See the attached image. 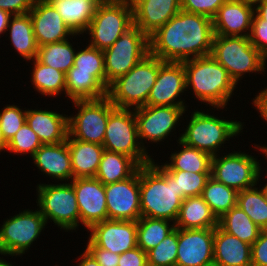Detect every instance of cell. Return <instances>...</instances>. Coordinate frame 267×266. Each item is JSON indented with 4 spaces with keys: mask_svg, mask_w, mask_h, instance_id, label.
<instances>
[{
    "mask_svg": "<svg viewBox=\"0 0 267 266\" xmlns=\"http://www.w3.org/2000/svg\"><path fill=\"white\" fill-rule=\"evenodd\" d=\"M213 37V19L180 10L149 37L150 54L164 62L208 56Z\"/></svg>",
    "mask_w": 267,
    "mask_h": 266,
    "instance_id": "1",
    "label": "cell"
},
{
    "mask_svg": "<svg viewBox=\"0 0 267 266\" xmlns=\"http://www.w3.org/2000/svg\"><path fill=\"white\" fill-rule=\"evenodd\" d=\"M215 109L224 111L223 107H214V109L212 107V110L209 108L211 111L209 113L202 111V108L201 110L194 108L193 112L189 111L190 117L187 114L184 115L183 117L190 119H187L186 128L183 125V130H181L183 132L177 137L176 142L180 140L185 145L204 151L211 156L224 152V148H229L224 147V144L230 143V139L238 138L243 133L245 123L231 118L224 119L227 117H218L219 114L214 113Z\"/></svg>",
    "mask_w": 267,
    "mask_h": 266,
    "instance_id": "2",
    "label": "cell"
},
{
    "mask_svg": "<svg viewBox=\"0 0 267 266\" xmlns=\"http://www.w3.org/2000/svg\"><path fill=\"white\" fill-rule=\"evenodd\" d=\"M186 74V90L191 89L198 103L208 107L229 105L238 85L230 77L228 71L211 55L183 61ZM229 101V102H228Z\"/></svg>",
    "mask_w": 267,
    "mask_h": 266,
    "instance_id": "3",
    "label": "cell"
},
{
    "mask_svg": "<svg viewBox=\"0 0 267 266\" xmlns=\"http://www.w3.org/2000/svg\"><path fill=\"white\" fill-rule=\"evenodd\" d=\"M155 161L140 166L141 216L175 223L183 199L174 178Z\"/></svg>",
    "mask_w": 267,
    "mask_h": 266,
    "instance_id": "4",
    "label": "cell"
},
{
    "mask_svg": "<svg viewBox=\"0 0 267 266\" xmlns=\"http://www.w3.org/2000/svg\"><path fill=\"white\" fill-rule=\"evenodd\" d=\"M163 63L158 57L148 54L129 72L109 84L106 97L117 108L136 109L146 106Z\"/></svg>",
    "mask_w": 267,
    "mask_h": 266,
    "instance_id": "5",
    "label": "cell"
},
{
    "mask_svg": "<svg viewBox=\"0 0 267 266\" xmlns=\"http://www.w3.org/2000/svg\"><path fill=\"white\" fill-rule=\"evenodd\" d=\"M210 55L229 73L239 85L246 74L265 75L267 58L252 44L248 37L214 35Z\"/></svg>",
    "mask_w": 267,
    "mask_h": 266,
    "instance_id": "6",
    "label": "cell"
},
{
    "mask_svg": "<svg viewBox=\"0 0 267 266\" xmlns=\"http://www.w3.org/2000/svg\"><path fill=\"white\" fill-rule=\"evenodd\" d=\"M38 210L46 223L53 221L64 232L79 230L80 211L73 185L66 183H39L36 186ZM50 220V221H49Z\"/></svg>",
    "mask_w": 267,
    "mask_h": 266,
    "instance_id": "7",
    "label": "cell"
},
{
    "mask_svg": "<svg viewBox=\"0 0 267 266\" xmlns=\"http://www.w3.org/2000/svg\"><path fill=\"white\" fill-rule=\"evenodd\" d=\"M134 25L133 7L125 0L99 5L85 35L89 46L104 51ZM90 39V40H89Z\"/></svg>",
    "mask_w": 267,
    "mask_h": 266,
    "instance_id": "8",
    "label": "cell"
},
{
    "mask_svg": "<svg viewBox=\"0 0 267 266\" xmlns=\"http://www.w3.org/2000/svg\"><path fill=\"white\" fill-rule=\"evenodd\" d=\"M104 150L121 153L134 159L140 166L153 159L141 146L138 138L134 109L115 107L109 114L103 140Z\"/></svg>",
    "mask_w": 267,
    "mask_h": 266,
    "instance_id": "9",
    "label": "cell"
},
{
    "mask_svg": "<svg viewBox=\"0 0 267 266\" xmlns=\"http://www.w3.org/2000/svg\"><path fill=\"white\" fill-rule=\"evenodd\" d=\"M150 54L149 37L136 25L124 32L111 47L103 51L106 88L125 75Z\"/></svg>",
    "mask_w": 267,
    "mask_h": 266,
    "instance_id": "10",
    "label": "cell"
},
{
    "mask_svg": "<svg viewBox=\"0 0 267 266\" xmlns=\"http://www.w3.org/2000/svg\"><path fill=\"white\" fill-rule=\"evenodd\" d=\"M6 219L0 226V252L12 255V258L22 257L29 252L30 247L47 228L45 217L38 208L20 210Z\"/></svg>",
    "mask_w": 267,
    "mask_h": 266,
    "instance_id": "11",
    "label": "cell"
},
{
    "mask_svg": "<svg viewBox=\"0 0 267 266\" xmlns=\"http://www.w3.org/2000/svg\"><path fill=\"white\" fill-rule=\"evenodd\" d=\"M188 106H142L134 109L138 138L141 146L147 150L151 144H160L170 139L168 136L176 134V127H179L183 115L188 113ZM179 125V126H178ZM174 132V133H173ZM148 141V142H147ZM160 142V143H159ZM149 145H148V144ZM145 144H147L145 146Z\"/></svg>",
    "mask_w": 267,
    "mask_h": 266,
    "instance_id": "12",
    "label": "cell"
},
{
    "mask_svg": "<svg viewBox=\"0 0 267 266\" xmlns=\"http://www.w3.org/2000/svg\"><path fill=\"white\" fill-rule=\"evenodd\" d=\"M71 103L77 113L68 116L67 138L103 145L108 117L115 106L107 97Z\"/></svg>",
    "mask_w": 267,
    "mask_h": 266,
    "instance_id": "13",
    "label": "cell"
},
{
    "mask_svg": "<svg viewBox=\"0 0 267 266\" xmlns=\"http://www.w3.org/2000/svg\"><path fill=\"white\" fill-rule=\"evenodd\" d=\"M223 154V155H222ZM259 156L245 151H230L212 156L211 177L222 184L242 191L253 188L258 184V175L261 169ZM261 164V165H260Z\"/></svg>",
    "mask_w": 267,
    "mask_h": 266,
    "instance_id": "14",
    "label": "cell"
},
{
    "mask_svg": "<svg viewBox=\"0 0 267 266\" xmlns=\"http://www.w3.org/2000/svg\"><path fill=\"white\" fill-rule=\"evenodd\" d=\"M108 219L138 221L140 207V167L131 177L105 185Z\"/></svg>",
    "mask_w": 267,
    "mask_h": 266,
    "instance_id": "15",
    "label": "cell"
},
{
    "mask_svg": "<svg viewBox=\"0 0 267 266\" xmlns=\"http://www.w3.org/2000/svg\"><path fill=\"white\" fill-rule=\"evenodd\" d=\"M183 62H164L150 90L148 106H187L182 96L187 93Z\"/></svg>",
    "mask_w": 267,
    "mask_h": 266,
    "instance_id": "16",
    "label": "cell"
},
{
    "mask_svg": "<svg viewBox=\"0 0 267 266\" xmlns=\"http://www.w3.org/2000/svg\"><path fill=\"white\" fill-rule=\"evenodd\" d=\"M73 185L78 208L80 226L88 231L94 224L108 220L105 185L95 177L74 178Z\"/></svg>",
    "mask_w": 267,
    "mask_h": 266,
    "instance_id": "17",
    "label": "cell"
},
{
    "mask_svg": "<svg viewBox=\"0 0 267 266\" xmlns=\"http://www.w3.org/2000/svg\"><path fill=\"white\" fill-rule=\"evenodd\" d=\"M215 228H178L176 266H210L214 264Z\"/></svg>",
    "mask_w": 267,
    "mask_h": 266,
    "instance_id": "18",
    "label": "cell"
},
{
    "mask_svg": "<svg viewBox=\"0 0 267 266\" xmlns=\"http://www.w3.org/2000/svg\"><path fill=\"white\" fill-rule=\"evenodd\" d=\"M87 232L97 247L119 255L137 247V221L108 219L94 224Z\"/></svg>",
    "mask_w": 267,
    "mask_h": 266,
    "instance_id": "19",
    "label": "cell"
},
{
    "mask_svg": "<svg viewBox=\"0 0 267 266\" xmlns=\"http://www.w3.org/2000/svg\"><path fill=\"white\" fill-rule=\"evenodd\" d=\"M29 15L39 47L77 37L47 0H35Z\"/></svg>",
    "mask_w": 267,
    "mask_h": 266,
    "instance_id": "20",
    "label": "cell"
},
{
    "mask_svg": "<svg viewBox=\"0 0 267 266\" xmlns=\"http://www.w3.org/2000/svg\"><path fill=\"white\" fill-rule=\"evenodd\" d=\"M254 6L242 0H226L213 18L214 35L248 37Z\"/></svg>",
    "mask_w": 267,
    "mask_h": 266,
    "instance_id": "21",
    "label": "cell"
},
{
    "mask_svg": "<svg viewBox=\"0 0 267 266\" xmlns=\"http://www.w3.org/2000/svg\"><path fill=\"white\" fill-rule=\"evenodd\" d=\"M31 158L34 166L45 174L44 177L55 180L54 183H66L73 179L67 139L62 143L43 144Z\"/></svg>",
    "mask_w": 267,
    "mask_h": 266,
    "instance_id": "22",
    "label": "cell"
},
{
    "mask_svg": "<svg viewBox=\"0 0 267 266\" xmlns=\"http://www.w3.org/2000/svg\"><path fill=\"white\" fill-rule=\"evenodd\" d=\"M180 10V0H140L133 6L134 25L150 37Z\"/></svg>",
    "mask_w": 267,
    "mask_h": 266,
    "instance_id": "23",
    "label": "cell"
},
{
    "mask_svg": "<svg viewBox=\"0 0 267 266\" xmlns=\"http://www.w3.org/2000/svg\"><path fill=\"white\" fill-rule=\"evenodd\" d=\"M26 123L38 135L42 144H57L68 136V115L56 110L27 108Z\"/></svg>",
    "mask_w": 267,
    "mask_h": 266,
    "instance_id": "24",
    "label": "cell"
},
{
    "mask_svg": "<svg viewBox=\"0 0 267 266\" xmlns=\"http://www.w3.org/2000/svg\"><path fill=\"white\" fill-rule=\"evenodd\" d=\"M213 259L217 266H251V245L217 226L214 231Z\"/></svg>",
    "mask_w": 267,
    "mask_h": 266,
    "instance_id": "25",
    "label": "cell"
},
{
    "mask_svg": "<svg viewBox=\"0 0 267 266\" xmlns=\"http://www.w3.org/2000/svg\"><path fill=\"white\" fill-rule=\"evenodd\" d=\"M9 32V33H8ZM12 49L23 58V61H30L37 57L38 44L33 32V25L29 13L12 15L6 30Z\"/></svg>",
    "mask_w": 267,
    "mask_h": 266,
    "instance_id": "26",
    "label": "cell"
},
{
    "mask_svg": "<svg viewBox=\"0 0 267 266\" xmlns=\"http://www.w3.org/2000/svg\"><path fill=\"white\" fill-rule=\"evenodd\" d=\"M68 149L74 178L95 177L102 153L103 145L67 138Z\"/></svg>",
    "mask_w": 267,
    "mask_h": 266,
    "instance_id": "27",
    "label": "cell"
},
{
    "mask_svg": "<svg viewBox=\"0 0 267 266\" xmlns=\"http://www.w3.org/2000/svg\"><path fill=\"white\" fill-rule=\"evenodd\" d=\"M74 34L84 35L98 5L90 0H47Z\"/></svg>",
    "mask_w": 267,
    "mask_h": 266,
    "instance_id": "28",
    "label": "cell"
},
{
    "mask_svg": "<svg viewBox=\"0 0 267 266\" xmlns=\"http://www.w3.org/2000/svg\"><path fill=\"white\" fill-rule=\"evenodd\" d=\"M217 226V217L201 196L186 197L182 200L175 228L204 229Z\"/></svg>",
    "mask_w": 267,
    "mask_h": 266,
    "instance_id": "29",
    "label": "cell"
},
{
    "mask_svg": "<svg viewBox=\"0 0 267 266\" xmlns=\"http://www.w3.org/2000/svg\"><path fill=\"white\" fill-rule=\"evenodd\" d=\"M177 150L171 152L169 161L159 163L165 170H180L194 173H211L212 156L204 151L177 141Z\"/></svg>",
    "mask_w": 267,
    "mask_h": 266,
    "instance_id": "30",
    "label": "cell"
},
{
    "mask_svg": "<svg viewBox=\"0 0 267 266\" xmlns=\"http://www.w3.org/2000/svg\"><path fill=\"white\" fill-rule=\"evenodd\" d=\"M140 165L131 157L104 150L95 175L104 185L125 180L133 176Z\"/></svg>",
    "mask_w": 267,
    "mask_h": 266,
    "instance_id": "31",
    "label": "cell"
},
{
    "mask_svg": "<svg viewBox=\"0 0 267 266\" xmlns=\"http://www.w3.org/2000/svg\"><path fill=\"white\" fill-rule=\"evenodd\" d=\"M65 79L67 103L68 99L73 102L98 100L107 96V88L93 73L67 72Z\"/></svg>",
    "mask_w": 267,
    "mask_h": 266,
    "instance_id": "32",
    "label": "cell"
},
{
    "mask_svg": "<svg viewBox=\"0 0 267 266\" xmlns=\"http://www.w3.org/2000/svg\"><path fill=\"white\" fill-rule=\"evenodd\" d=\"M32 61V62H31ZM31 77L30 82L33 85L34 91L40 93L44 97H61V94L66 97V79L65 73L48 65L40 63L36 58L30 60ZM33 63V64H32Z\"/></svg>",
    "mask_w": 267,
    "mask_h": 266,
    "instance_id": "33",
    "label": "cell"
},
{
    "mask_svg": "<svg viewBox=\"0 0 267 266\" xmlns=\"http://www.w3.org/2000/svg\"><path fill=\"white\" fill-rule=\"evenodd\" d=\"M218 226L250 245L258 239L261 232V228L237 205L218 219Z\"/></svg>",
    "mask_w": 267,
    "mask_h": 266,
    "instance_id": "34",
    "label": "cell"
},
{
    "mask_svg": "<svg viewBox=\"0 0 267 266\" xmlns=\"http://www.w3.org/2000/svg\"><path fill=\"white\" fill-rule=\"evenodd\" d=\"M200 196L209 205L217 219H219L237 205L238 191L210 176Z\"/></svg>",
    "mask_w": 267,
    "mask_h": 266,
    "instance_id": "35",
    "label": "cell"
},
{
    "mask_svg": "<svg viewBox=\"0 0 267 266\" xmlns=\"http://www.w3.org/2000/svg\"><path fill=\"white\" fill-rule=\"evenodd\" d=\"M174 229L175 223L169 220L141 216L137 221V246L147 253Z\"/></svg>",
    "mask_w": 267,
    "mask_h": 266,
    "instance_id": "36",
    "label": "cell"
},
{
    "mask_svg": "<svg viewBox=\"0 0 267 266\" xmlns=\"http://www.w3.org/2000/svg\"><path fill=\"white\" fill-rule=\"evenodd\" d=\"M70 40L67 39L61 42L40 46L37 51L36 59L40 63L53 67L66 74L74 64L77 51V48L73 46L76 42H73L72 39Z\"/></svg>",
    "mask_w": 267,
    "mask_h": 266,
    "instance_id": "37",
    "label": "cell"
},
{
    "mask_svg": "<svg viewBox=\"0 0 267 266\" xmlns=\"http://www.w3.org/2000/svg\"><path fill=\"white\" fill-rule=\"evenodd\" d=\"M237 206L261 229H267V199L263 190L256 185L238 192Z\"/></svg>",
    "mask_w": 267,
    "mask_h": 266,
    "instance_id": "38",
    "label": "cell"
},
{
    "mask_svg": "<svg viewBox=\"0 0 267 266\" xmlns=\"http://www.w3.org/2000/svg\"><path fill=\"white\" fill-rule=\"evenodd\" d=\"M68 72L93 73V75L106 87V74L104 68L103 51L89 46H77L73 66Z\"/></svg>",
    "mask_w": 267,
    "mask_h": 266,
    "instance_id": "39",
    "label": "cell"
},
{
    "mask_svg": "<svg viewBox=\"0 0 267 266\" xmlns=\"http://www.w3.org/2000/svg\"><path fill=\"white\" fill-rule=\"evenodd\" d=\"M178 228L169 233L157 246L147 252L148 266H176Z\"/></svg>",
    "mask_w": 267,
    "mask_h": 266,
    "instance_id": "40",
    "label": "cell"
},
{
    "mask_svg": "<svg viewBox=\"0 0 267 266\" xmlns=\"http://www.w3.org/2000/svg\"><path fill=\"white\" fill-rule=\"evenodd\" d=\"M176 181L178 195L186 197L200 196L211 173H194L180 170H166Z\"/></svg>",
    "mask_w": 267,
    "mask_h": 266,
    "instance_id": "41",
    "label": "cell"
},
{
    "mask_svg": "<svg viewBox=\"0 0 267 266\" xmlns=\"http://www.w3.org/2000/svg\"><path fill=\"white\" fill-rule=\"evenodd\" d=\"M38 135L25 122L17 133L7 143L6 151L16 155L29 154L31 158L34 153L42 146Z\"/></svg>",
    "mask_w": 267,
    "mask_h": 266,
    "instance_id": "42",
    "label": "cell"
},
{
    "mask_svg": "<svg viewBox=\"0 0 267 266\" xmlns=\"http://www.w3.org/2000/svg\"><path fill=\"white\" fill-rule=\"evenodd\" d=\"M14 104H7L0 110V127L5 141L10 139L26 122L27 109Z\"/></svg>",
    "mask_w": 267,
    "mask_h": 266,
    "instance_id": "43",
    "label": "cell"
},
{
    "mask_svg": "<svg viewBox=\"0 0 267 266\" xmlns=\"http://www.w3.org/2000/svg\"><path fill=\"white\" fill-rule=\"evenodd\" d=\"M226 0H180L181 10L213 19Z\"/></svg>",
    "mask_w": 267,
    "mask_h": 266,
    "instance_id": "44",
    "label": "cell"
},
{
    "mask_svg": "<svg viewBox=\"0 0 267 266\" xmlns=\"http://www.w3.org/2000/svg\"><path fill=\"white\" fill-rule=\"evenodd\" d=\"M248 38L251 40V44L267 58V24H263V19L255 12L253 14Z\"/></svg>",
    "mask_w": 267,
    "mask_h": 266,
    "instance_id": "45",
    "label": "cell"
},
{
    "mask_svg": "<svg viewBox=\"0 0 267 266\" xmlns=\"http://www.w3.org/2000/svg\"><path fill=\"white\" fill-rule=\"evenodd\" d=\"M251 266H267V229H261L258 239L251 245Z\"/></svg>",
    "mask_w": 267,
    "mask_h": 266,
    "instance_id": "46",
    "label": "cell"
},
{
    "mask_svg": "<svg viewBox=\"0 0 267 266\" xmlns=\"http://www.w3.org/2000/svg\"><path fill=\"white\" fill-rule=\"evenodd\" d=\"M85 247L100 266H118L119 254L97 247L89 238Z\"/></svg>",
    "mask_w": 267,
    "mask_h": 266,
    "instance_id": "47",
    "label": "cell"
},
{
    "mask_svg": "<svg viewBox=\"0 0 267 266\" xmlns=\"http://www.w3.org/2000/svg\"><path fill=\"white\" fill-rule=\"evenodd\" d=\"M118 266H148L147 253L138 246L122 253Z\"/></svg>",
    "mask_w": 267,
    "mask_h": 266,
    "instance_id": "48",
    "label": "cell"
},
{
    "mask_svg": "<svg viewBox=\"0 0 267 266\" xmlns=\"http://www.w3.org/2000/svg\"><path fill=\"white\" fill-rule=\"evenodd\" d=\"M35 0H0V9L11 15L29 13L34 6Z\"/></svg>",
    "mask_w": 267,
    "mask_h": 266,
    "instance_id": "49",
    "label": "cell"
},
{
    "mask_svg": "<svg viewBox=\"0 0 267 266\" xmlns=\"http://www.w3.org/2000/svg\"><path fill=\"white\" fill-rule=\"evenodd\" d=\"M259 91L257 95L253 97L251 104L256 109L257 113L260 114L259 117H261L267 125V86Z\"/></svg>",
    "mask_w": 267,
    "mask_h": 266,
    "instance_id": "50",
    "label": "cell"
},
{
    "mask_svg": "<svg viewBox=\"0 0 267 266\" xmlns=\"http://www.w3.org/2000/svg\"><path fill=\"white\" fill-rule=\"evenodd\" d=\"M76 263L78 262V265L76 266H100L96 259L85 249L82 251L81 254H79ZM59 266V265H55Z\"/></svg>",
    "mask_w": 267,
    "mask_h": 266,
    "instance_id": "51",
    "label": "cell"
},
{
    "mask_svg": "<svg viewBox=\"0 0 267 266\" xmlns=\"http://www.w3.org/2000/svg\"><path fill=\"white\" fill-rule=\"evenodd\" d=\"M11 16L12 15L9 12L0 9V37H3V34H6Z\"/></svg>",
    "mask_w": 267,
    "mask_h": 266,
    "instance_id": "52",
    "label": "cell"
},
{
    "mask_svg": "<svg viewBox=\"0 0 267 266\" xmlns=\"http://www.w3.org/2000/svg\"><path fill=\"white\" fill-rule=\"evenodd\" d=\"M254 12L267 24V0H263L254 7Z\"/></svg>",
    "mask_w": 267,
    "mask_h": 266,
    "instance_id": "53",
    "label": "cell"
},
{
    "mask_svg": "<svg viewBox=\"0 0 267 266\" xmlns=\"http://www.w3.org/2000/svg\"><path fill=\"white\" fill-rule=\"evenodd\" d=\"M263 167L264 166H262L261 167V169H260V171H259V175H258V185L260 186V188L263 190V192H264V194H265V196H266V199H267V183H263L264 181L265 182H267V179L266 180H264L263 178H261V177H263L262 175V173L264 172V170H263ZM263 171V172H262ZM265 177H267V169H265ZM262 179H263V182H262ZM261 180V181H260ZM259 181L261 182V183H263V185L262 184H259ZM265 184V185H264Z\"/></svg>",
    "mask_w": 267,
    "mask_h": 266,
    "instance_id": "54",
    "label": "cell"
},
{
    "mask_svg": "<svg viewBox=\"0 0 267 266\" xmlns=\"http://www.w3.org/2000/svg\"><path fill=\"white\" fill-rule=\"evenodd\" d=\"M254 149L255 151H257L256 149H258V152H260V154L263 155V157L265 158L264 160H267V145L266 144H254ZM267 162V161H265Z\"/></svg>",
    "mask_w": 267,
    "mask_h": 266,
    "instance_id": "55",
    "label": "cell"
},
{
    "mask_svg": "<svg viewBox=\"0 0 267 266\" xmlns=\"http://www.w3.org/2000/svg\"><path fill=\"white\" fill-rule=\"evenodd\" d=\"M0 255H2V258H1V256H0V266H14L13 264H15V263H12L11 261L10 262H8L7 260H5V259H3L4 257L3 256H12V255H8V254H5V253H3V252H0Z\"/></svg>",
    "mask_w": 267,
    "mask_h": 266,
    "instance_id": "56",
    "label": "cell"
},
{
    "mask_svg": "<svg viewBox=\"0 0 267 266\" xmlns=\"http://www.w3.org/2000/svg\"><path fill=\"white\" fill-rule=\"evenodd\" d=\"M6 148H7V142L5 141L3 135H2V131H1V127H0V152H6Z\"/></svg>",
    "mask_w": 267,
    "mask_h": 266,
    "instance_id": "57",
    "label": "cell"
},
{
    "mask_svg": "<svg viewBox=\"0 0 267 266\" xmlns=\"http://www.w3.org/2000/svg\"><path fill=\"white\" fill-rule=\"evenodd\" d=\"M242 1H244L246 4H249L255 7L258 3L262 2L263 0H242Z\"/></svg>",
    "mask_w": 267,
    "mask_h": 266,
    "instance_id": "58",
    "label": "cell"
},
{
    "mask_svg": "<svg viewBox=\"0 0 267 266\" xmlns=\"http://www.w3.org/2000/svg\"><path fill=\"white\" fill-rule=\"evenodd\" d=\"M90 1L96 3L99 6V5H102V4L109 3V2H111L113 0H90Z\"/></svg>",
    "mask_w": 267,
    "mask_h": 266,
    "instance_id": "59",
    "label": "cell"
},
{
    "mask_svg": "<svg viewBox=\"0 0 267 266\" xmlns=\"http://www.w3.org/2000/svg\"><path fill=\"white\" fill-rule=\"evenodd\" d=\"M131 7H133L140 0H125Z\"/></svg>",
    "mask_w": 267,
    "mask_h": 266,
    "instance_id": "60",
    "label": "cell"
}]
</instances>
